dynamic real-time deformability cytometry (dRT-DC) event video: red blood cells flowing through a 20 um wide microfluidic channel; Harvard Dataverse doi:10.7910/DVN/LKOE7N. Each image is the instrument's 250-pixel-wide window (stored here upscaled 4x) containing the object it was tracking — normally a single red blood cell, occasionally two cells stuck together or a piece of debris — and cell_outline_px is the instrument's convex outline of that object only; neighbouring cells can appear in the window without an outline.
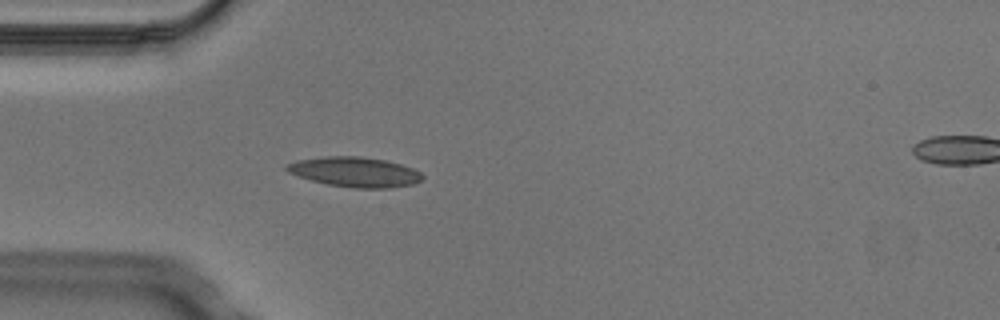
{"species": "Egyptian fruit bat (a non-hibernating species)", "species_latin": "Rousettus aegyptiacus", "temperature_condition": "cold", "stored_images_in_passage": 4, "camera_frame_rate_fps": 3000, "um_per_image_px": 0.085, "animal": {"sex": "male"}, "frame": {"image": 1, "passage_image": 4, "time_ms": 1.0, "image_size_px": [1000, 320], "cell_outline_px": [[424, 176], [420, 180], [412, 184], [388, 188], [352, 188], [328, 184], [312, 180], [288, 172], [284, 168], [288, 164], [296, 160], [324, 156], [360, 156], [384, 160], [400, 164], [412, 168], [420, 172]], "centroid_in_image_um": [30.15, 14.61], "position_along_channel_um": 54.8, "area_um2": 23.47}}